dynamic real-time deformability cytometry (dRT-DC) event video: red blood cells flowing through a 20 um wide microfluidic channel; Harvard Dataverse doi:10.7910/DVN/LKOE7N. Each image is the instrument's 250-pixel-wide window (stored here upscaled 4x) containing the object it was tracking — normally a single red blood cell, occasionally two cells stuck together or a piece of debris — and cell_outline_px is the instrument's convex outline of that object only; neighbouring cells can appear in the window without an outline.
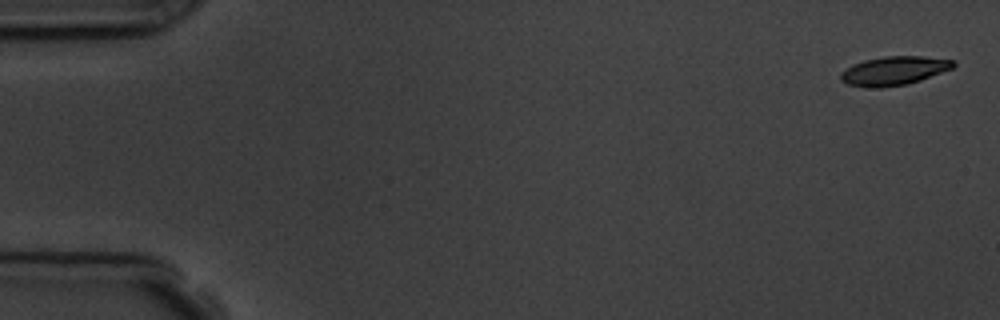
{"species": "common noctule bat (a hibernating species)", "species_latin": "Nyctalus noctula", "temperature_condition": "room temperature", "stored_images_in_passage": 5, "camera_frame_rate_fps": 3000, "um_per_image_px": 0.085, "animal": {"sex": "male", "body_mass_g": 19.5, "forearm_length_mm": 54.6}, "frame": {"image": 1, "passage_image": 1, "time_ms": 0.0, "image_size_px": [1000, 320], "cell_outline_px": [[956, 64], [952, 68], [920, 80], [908, 84], [880, 88], [864, 88], [848, 84], [840, 80], [840, 72], [852, 64], [864, 60], [884, 56], [924, 56], [956, 60]], "centroid_in_image_um": [75.96, 6.02], "position_along_channel_um": 9.0, "area_um2": 19.13}}
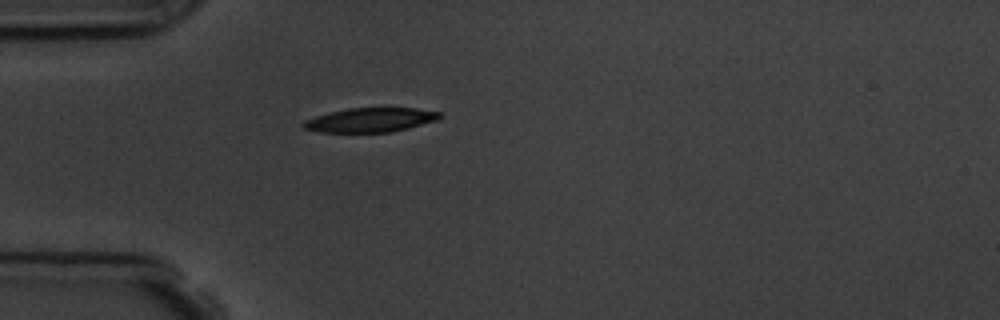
{"frame": {"image": 2, "passage_image": 5, "time_ms": 4.667, "image_size_px": [1000, 320], "cell_outline_px": [[444, 116], [436, 120], [408, 128], [392, 132], [320, 132], [304, 128], [300, 124], [304, 120], [316, 116], [348, 108], [416, 108], [440, 112]], "centroid_in_image_um": [31.49, 10.2], "position_along_channel_um": 53.5, "area_um2": 19.19}}